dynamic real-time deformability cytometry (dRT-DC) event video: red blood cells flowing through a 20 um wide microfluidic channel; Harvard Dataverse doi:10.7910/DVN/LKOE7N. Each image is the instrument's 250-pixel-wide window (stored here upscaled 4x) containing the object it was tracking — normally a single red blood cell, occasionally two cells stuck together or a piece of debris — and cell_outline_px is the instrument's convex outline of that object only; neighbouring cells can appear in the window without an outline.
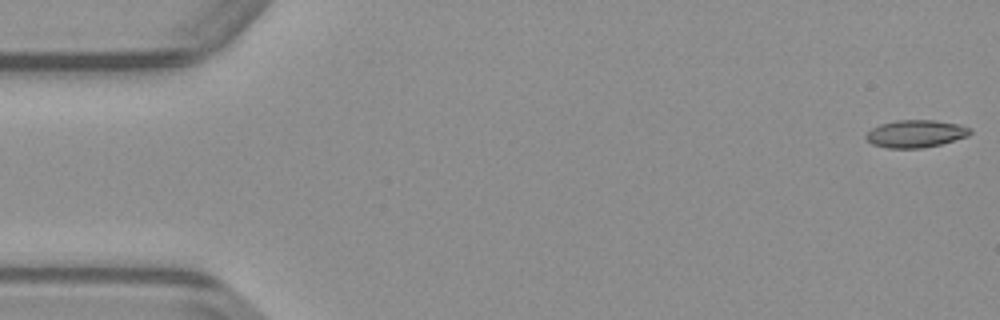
{"species": "common noctule bat (a hibernating species)", "species_latin": "Nyctalus noctula", "temperature_condition": "warm", "stored_images_in_passage": 50, "segment_of_instrument_passage": [1, 2], "camera_frame_rate_fps": 3000, "um_per_image_px": 0.085, "animal": {"sex": "male", "body_mass_g": 23.1, "forearm_length_mm": 52.7}, "frame": {"image": 1, "passage_image": 1, "time_ms": 0.0, "image_size_px": [1000, 320], "cell_outline_px": [[972, 132], [968, 136], [940, 144], [920, 148], [888, 148], [872, 144], [864, 136], [872, 128], [880, 124], [896, 120], [932, 120], [960, 124], [972, 128]], "centroid_in_image_um": [77.85, 11.36], "position_along_channel_um": 7.2, "area_um2": 16.65}}
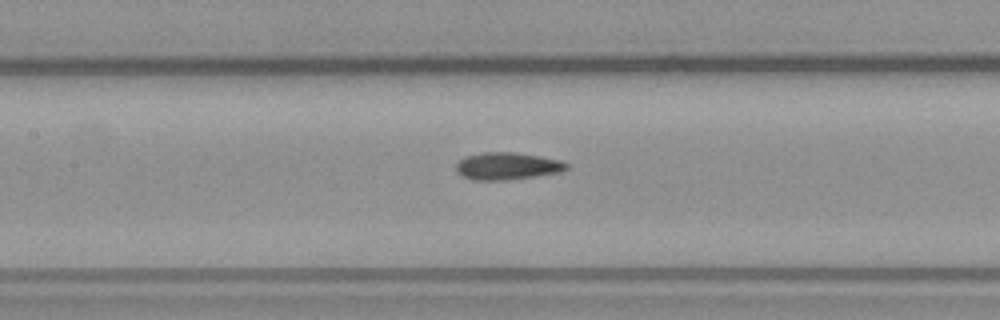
{"frame": {"image": 2, "passage_image": 22, "time_ms": 7.0, "image_size_px": [1000, 320], "cell_outline_px": [[568, 168], [560, 172], [504, 180], [472, 180], [460, 176], [456, 172], [456, 164], [464, 156], [484, 152], [516, 152], [540, 156], [560, 160], [568, 164]], "centroid_in_image_um": [43.06, 14.11], "position_along_channel_um": 164.3, "area_um2": 17.57}}
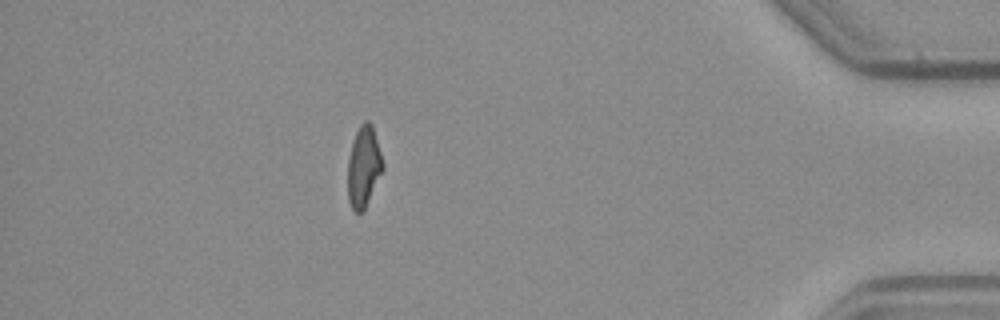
{"frame": {"image": 3, "passage_image": 43, "time_ms": 14.0, "image_size_px": [1000, 320], "cell_outline_px": [[384, 168], [364, 208], [360, 212], [356, 212], [352, 208], [348, 200], [348, 160], [352, 140], [360, 124], [364, 120], [368, 120], [372, 124], [384, 164]], "centroid_in_image_um": [30.9, 14.11], "position_along_channel_um": 404.3, "area_um2": 16.36}}